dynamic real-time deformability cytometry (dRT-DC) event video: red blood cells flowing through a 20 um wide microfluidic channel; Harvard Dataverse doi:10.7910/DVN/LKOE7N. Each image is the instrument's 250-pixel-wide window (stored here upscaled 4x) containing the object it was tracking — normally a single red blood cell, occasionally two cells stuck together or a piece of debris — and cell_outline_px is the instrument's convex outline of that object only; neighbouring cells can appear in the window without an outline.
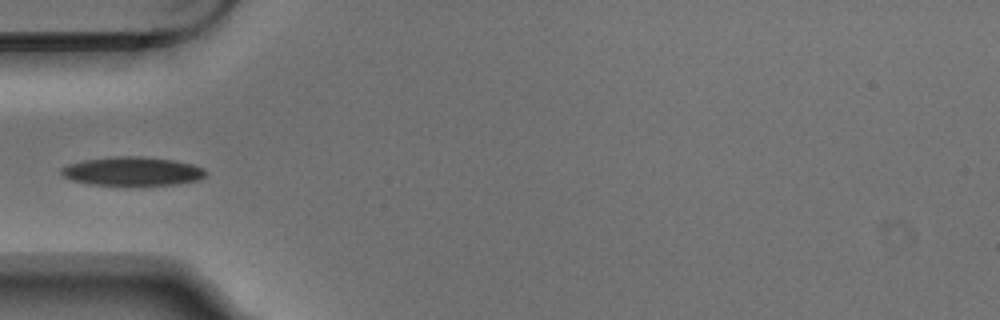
{"species": "Egyptian fruit bat (a non-hibernating species)", "species_latin": "Rousettus aegyptiacus", "temperature_condition": "warm", "stored_images_in_passage": 3, "camera_frame_rate_fps": 3000, "um_per_image_px": 0.085, "animal": {"sex": "male"}, "frame": {"image": 1, "passage_image": 3, "time_ms": 0.667, "image_size_px": [1000, 320], "cell_outline_px": [[208, 172], [200, 180], [176, 184], [128, 188], [124, 188], [88, 184], [72, 180], [64, 176], [60, 172], [60, 168], [68, 164], [84, 160], [112, 156], [144, 156], [176, 160], [192, 164], [204, 168]], "centroid_in_image_um": [11.26, 14.6], "position_along_channel_um": 73.7, "area_um2": 25.49}}